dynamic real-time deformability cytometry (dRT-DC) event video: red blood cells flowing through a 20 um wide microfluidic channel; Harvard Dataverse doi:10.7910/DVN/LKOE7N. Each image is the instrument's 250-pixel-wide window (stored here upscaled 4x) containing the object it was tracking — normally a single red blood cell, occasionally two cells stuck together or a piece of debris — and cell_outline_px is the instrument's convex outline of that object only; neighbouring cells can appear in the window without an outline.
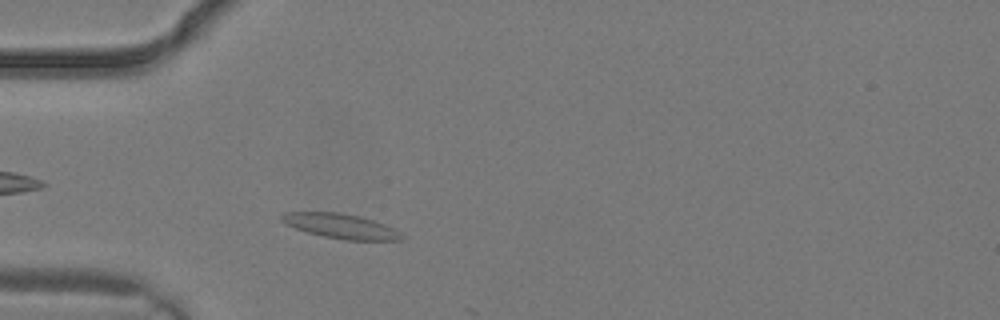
{"species": "common noctule bat (a hibernating species)", "species_latin": "Nyctalus noctula", "temperature_condition": "warm", "stored_images_in_passage": 2, "camera_frame_rate_fps": 3000, "um_per_image_px": 0.085, "animal": {"sex": "male", "body_mass_g": 19.2, "forearm_length_mm": 51.8}, "frame": {"image": 1, "passage_image": 2, "time_ms": 0.333, "image_size_px": [1000, 320], "cell_outline_px": [[404, 236], [400, 240], [344, 240], [324, 236], [308, 232], [284, 224], [280, 220], [280, 216], [284, 212], [340, 212], [360, 216], [384, 224], [392, 228]], "centroid_in_image_um": [28.92, 19.21], "position_along_channel_um": 56.1, "area_um2": 17.17}}